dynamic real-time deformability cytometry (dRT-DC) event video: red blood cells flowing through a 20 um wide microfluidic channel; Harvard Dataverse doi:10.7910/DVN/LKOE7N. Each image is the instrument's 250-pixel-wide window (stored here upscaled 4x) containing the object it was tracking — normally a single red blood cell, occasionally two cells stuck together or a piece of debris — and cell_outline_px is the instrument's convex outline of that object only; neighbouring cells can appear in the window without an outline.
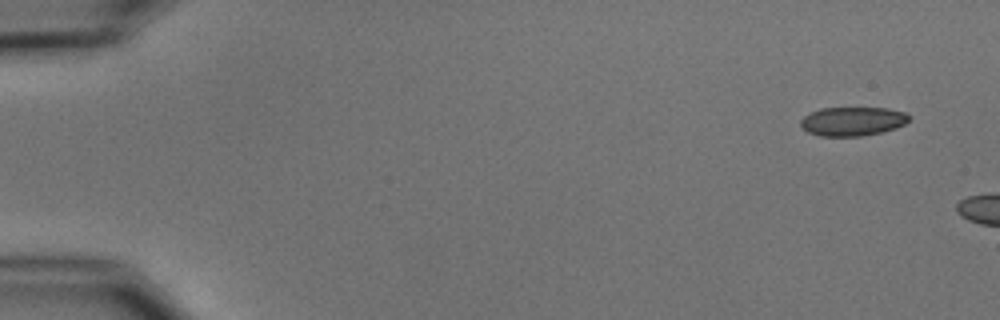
{"species": "common noctule bat (a hibernating species)", "species_latin": "Nyctalus noctula", "temperature_condition": "cold", "stored_images_in_passage": 2, "camera_frame_rate_fps": 3000, "um_per_image_px": 0.085, "animal": {"sex": "male", "body_mass_g": 15.6}, "frame": {"image": 1, "passage_image": 1, "time_ms": 0.0, "image_size_px": [1000, 320], "cell_outline_px": [[912, 116], [904, 124], [896, 128], [880, 132], [860, 136], [820, 136], [808, 132], [800, 124], [800, 120], [804, 116], [820, 108], [888, 108], [904, 112]], "centroid_in_image_um": [72.48, 10.31], "position_along_channel_um": 12.5, "area_um2": 18.21}}